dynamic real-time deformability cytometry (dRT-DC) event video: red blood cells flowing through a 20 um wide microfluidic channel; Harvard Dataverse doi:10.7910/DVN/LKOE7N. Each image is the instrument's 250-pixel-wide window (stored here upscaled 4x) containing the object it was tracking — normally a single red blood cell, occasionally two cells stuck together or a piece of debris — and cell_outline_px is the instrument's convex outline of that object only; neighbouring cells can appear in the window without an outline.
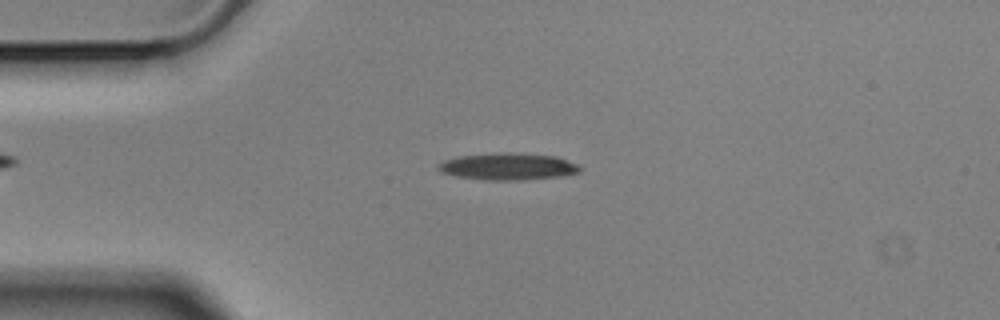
{"species": "Egyptian fruit bat (a non-hibernating species)", "species_latin": "Rousettus aegyptiacus", "temperature_condition": "cold", "stored_images_in_passage": 55, "camera_frame_rate_fps": 3000, "um_per_image_px": 0.085, "animal": {"sex": "male"}, "frame": {"image": 1, "passage_image": 12, "time_ms": 3.667, "image_size_px": [1000, 320], "cell_outline_px": [[580, 172], [560, 176], [524, 180], [484, 180], [452, 176], [440, 172], [436, 168], [436, 164], [444, 160], [460, 156], [556, 156], [580, 164]], "centroid_in_image_um": [43.14, 14.23], "position_along_channel_um": 41.9, "area_um2": 21.04}}
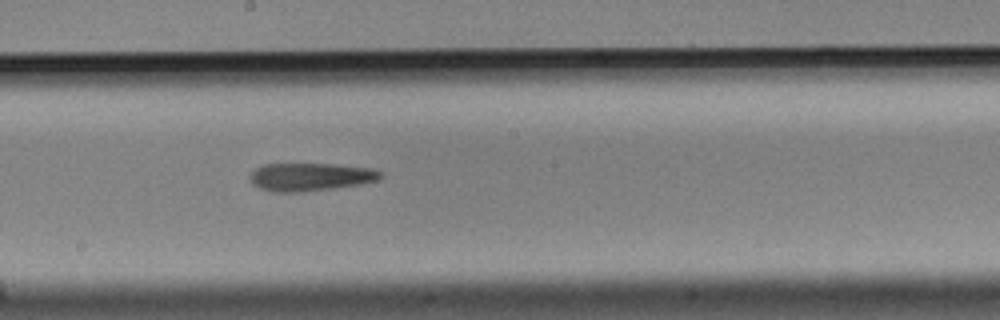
{"frame": {"image": 2, "passage_image": 29, "time_ms": 9.333, "image_size_px": [1000, 320], "cell_outline_px": [[380, 176], [376, 180], [360, 184], [332, 188], [300, 192], [272, 192], [260, 188], [252, 184], [248, 176], [256, 168], [264, 164], [332, 164], [372, 168], [380, 172]], "centroid_in_image_um": [26.31, 15.03], "position_along_channel_um": 221.9, "area_um2": 21.1}}
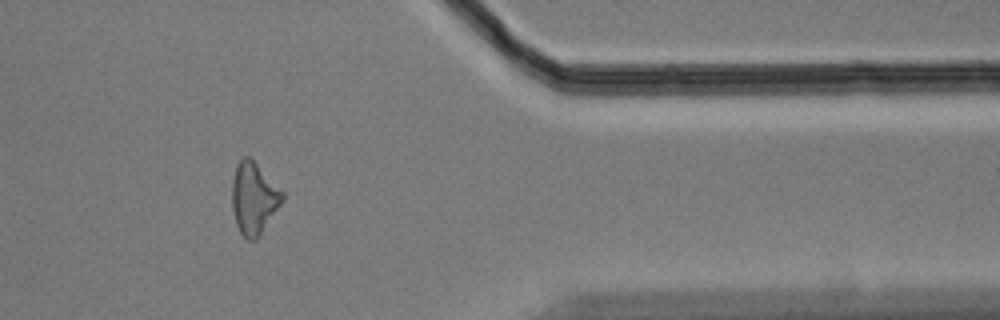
{"frame": {"image": 3, "passage_image": 45, "time_ms": 14.667, "image_size_px": [1000, 320], "cell_outline_px": [[284, 200], [260, 236], [256, 240], [248, 240], [240, 232], [236, 224], [232, 208], [232, 180], [236, 164], [244, 156], [248, 156], [284, 192]], "centroid_in_image_um": [21.57, 16.88], "position_along_channel_um": 389.8, "area_um2": 21.04}}